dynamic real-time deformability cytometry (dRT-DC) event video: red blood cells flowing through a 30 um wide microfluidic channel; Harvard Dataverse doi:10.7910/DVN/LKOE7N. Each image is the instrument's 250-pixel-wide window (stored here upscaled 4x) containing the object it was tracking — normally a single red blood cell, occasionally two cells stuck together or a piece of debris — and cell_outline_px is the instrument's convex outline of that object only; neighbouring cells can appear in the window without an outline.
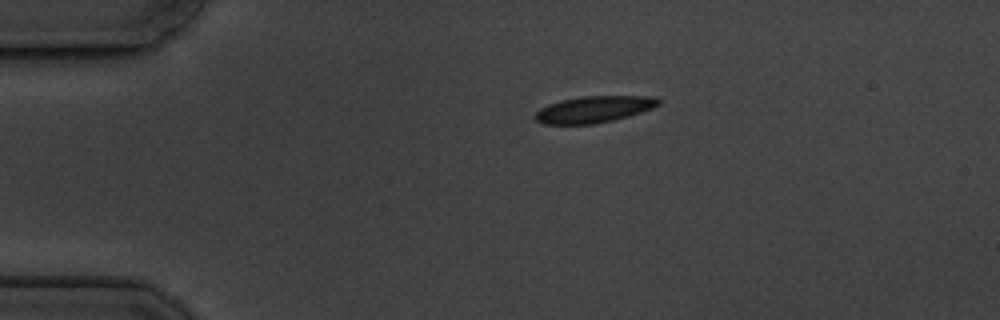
{"species": "common noctule bat (a hibernating species)", "species_latin": "Nyctalus noctula", "temperature_condition": "cold", "stored_images_in_passage": 3, "camera_frame_rate_fps": 3000, "um_per_image_px": 0.085, "animal": {"sex": "male", "body_mass_g": 19.5, "forearm_length_mm": 54.6}, "frame": {"image": 1, "passage_image": 1, "time_ms": 0.0, "image_size_px": [1000, 320], "cell_outline_px": [[660, 104], [652, 108], [628, 116], [612, 120], [592, 124], [544, 124], [536, 120], [532, 116], [540, 108], [548, 104], [560, 100], [580, 96], [656, 96], [660, 100]], "centroid_in_image_um": [50.45, 9.28], "position_along_channel_um": 34.5, "area_um2": 19.13}}